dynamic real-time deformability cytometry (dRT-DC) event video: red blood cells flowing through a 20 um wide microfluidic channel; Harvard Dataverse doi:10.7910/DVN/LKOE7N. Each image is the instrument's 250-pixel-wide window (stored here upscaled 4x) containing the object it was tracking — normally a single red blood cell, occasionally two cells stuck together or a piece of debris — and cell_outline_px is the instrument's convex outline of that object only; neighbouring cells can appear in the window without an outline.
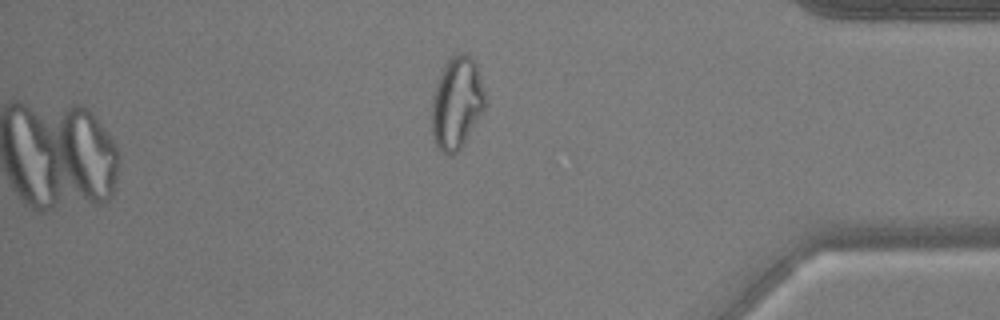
{"species": "common noctule bat (a hibernating species)", "species_latin": "Nyctalus noctula", "temperature_condition": "warm", "stored_images_in_passage": 53, "camera_frame_rate_fps": 3000, "um_per_image_px": 0.085, "animal": {"sex": "male", "body_mass_g": 17.9, "forearm_length_mm": 54.2}, "frame": {"image": 1, "passage_image": 53, "time_ms": 17.333, "image_size_px": [1000, 320], "cell_outline_px": [[488, 104], [464, 144], [452, 156], [440, 152], [432, 136], [432, 96], [436, 84], [444, 64], [456, 52], [464, 52], [476, 64]], "centroid_in_image_um": [38.83, 8.78], "position_along_channel_um": 396.4, "area_um2": 28.96}}